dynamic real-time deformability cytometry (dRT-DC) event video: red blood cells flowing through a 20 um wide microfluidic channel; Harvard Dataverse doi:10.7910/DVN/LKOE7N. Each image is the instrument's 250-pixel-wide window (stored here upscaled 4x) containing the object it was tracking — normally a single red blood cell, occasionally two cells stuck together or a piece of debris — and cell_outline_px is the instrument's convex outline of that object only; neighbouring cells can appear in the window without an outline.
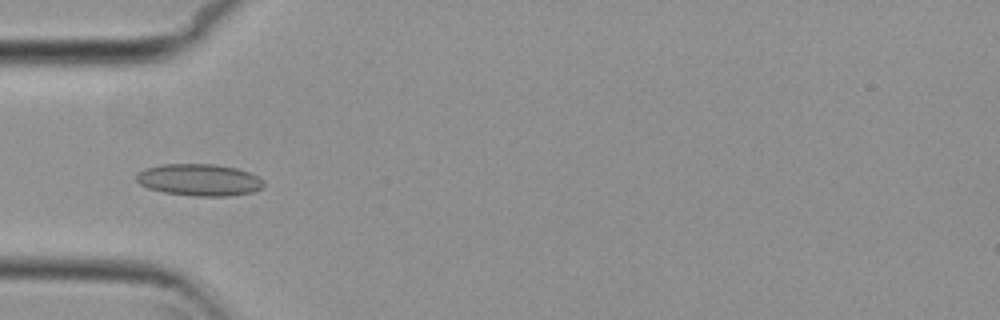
{"species": "common noctule bat (a hibernating species)", "species_latin": "Nyctalus noctula", "temperature_condition": "cold", "stored_images_in_passage": 54, "camera_frame_rate_fps": 3000, "um_per_image_px": 0.085, "animal": {"sex": "female", "body_mass_g": 29.2, "forearm_length_mm": 56.3}, "frame": {"image": 1, "passage_image": 17, "time_ms": 5.333, "image_size_px": [1000, 320], "cell_outline_px": [[264, 188], [252, 192], [228, 196], [192, 196], [164, 192], [148, 188], [140, 184], [136, 180], [136, 172], [144, 168], [164, 164], [216, 164], [236, 168], [248, 172], [264, 180]], "centroid_in_image_um": [16.93, 15.29], "position_along_channel_um": 68.1, "area_um2": 23.81}}
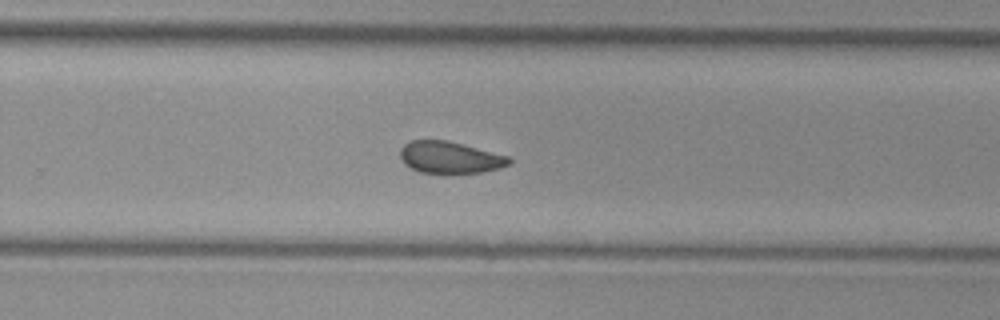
{"frame": {"image": 2, "passage_image": 35, "time_ms": 11.333, "image_size_px": [1000, 320], "cell_outline_px": [[512, 164], [500, 168], [480, 172], [452, 176], [444, 176], [420, 172], [404, 164], [400, 160], [400, 148], [408, 140], [448, 140], [512, 156]], "centroid_in_image_um": [38.27, 13.42], "position_along_channel_um": 291.5, "area_um2": 21.39}}
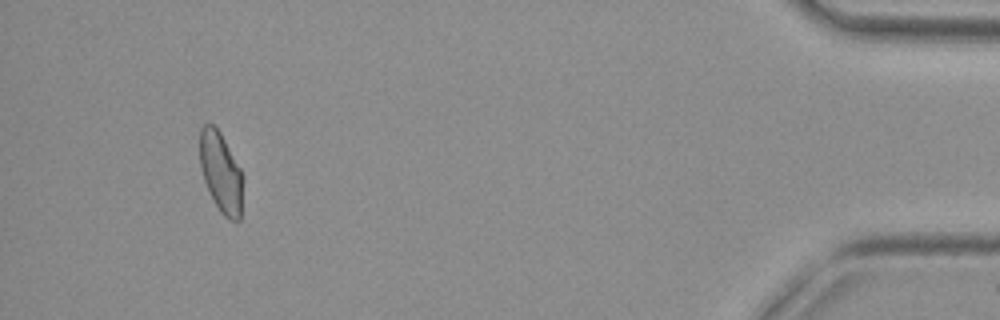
{"frame": {"image": 3, "passage_image": 51, "time_ms": 16.667, "image_size_px": [1000, 320], "cell_outline_px": [[244, 176], [240, 220], [228, 220], [220, 212], [204, 180], [200, 168], [200, 128], [204, 124], [212, 124], [220, 132], [240, 168]], "centroid_in_image_um": [18.79, 14.66], "position_along_channel_um": 416.4, "area_um2": 20.11}, "authors_computed_cell_mechanics": {"area_um2": 21.2415, "velocity_mm_per_s": 3.7269, "shape_relaxation_time_tau1_ms": null, "shape_relaxation_time_tau2_ms": 2.548, "deformation_change_tau1": null, "deformation_change_tau2": 0.0707}}